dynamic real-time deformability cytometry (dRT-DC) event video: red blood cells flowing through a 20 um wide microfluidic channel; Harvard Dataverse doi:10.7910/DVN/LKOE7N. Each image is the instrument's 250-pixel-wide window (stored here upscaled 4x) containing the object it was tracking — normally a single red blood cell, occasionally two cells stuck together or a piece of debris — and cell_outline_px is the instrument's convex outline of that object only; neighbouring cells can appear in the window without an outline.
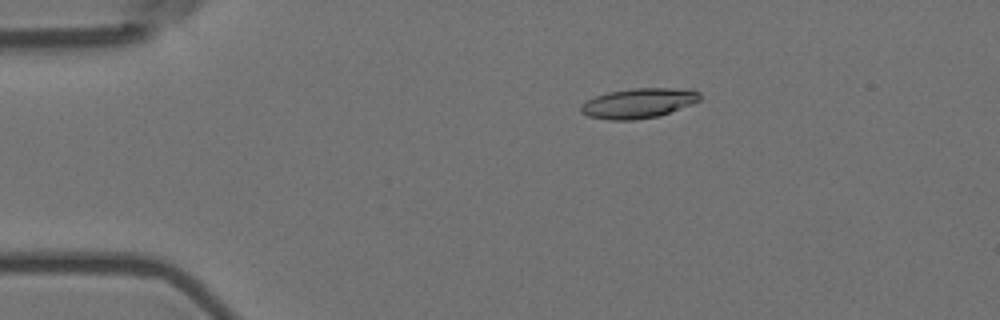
{"species": "Egyptian fruit bat (a non-hibernating species)", "species_latin": "Rousettus aegyptiacus", "temperature_condition": "room temperature", "stored_images_in_passage": 6, "camera_frame_rate_fps": 3000, "um_per_image_px": 0.085, "animal": {"sex": "female"}, "frame": {"image": 1, "passage_image": 4, "time_ms": 1.0, "image_size_px": [1000, 320], "cell_outline_px": [[700, 100], [660, 116], [632, 120], [608, 120], [588, 116], [580, 112], [580, 104], [596, 96], [608, 92], [632, 88], [688, 88], [700, 92]], "centroid_in_image_um": [54.26, 8.77], "position_along_channel_um": 30.7, "area_um2": 20.81}}
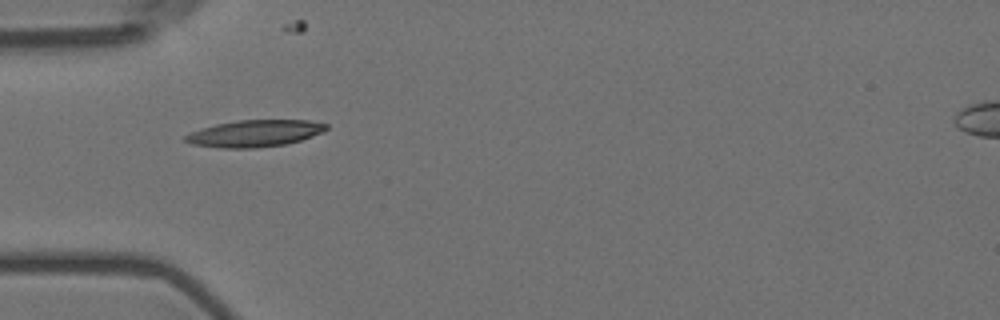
{"frame": {"image": 2, "passage_image": 6, "time_ms": 1.667, "image_size_px": [1000, 320], "cell_outline_px": [[328, 128], [324, 132], [300, 140], [284, 144], [256, 148], [220, 148], [192, 144], [184, 140], [184, 136], [200, 128], [216, 124], [236, 120], [308, 120], [328, 124]], "centroid_in_image_um": [21.65, 11.33], "position_along_channel_um": 63.3, "area_um2": 22.02}}